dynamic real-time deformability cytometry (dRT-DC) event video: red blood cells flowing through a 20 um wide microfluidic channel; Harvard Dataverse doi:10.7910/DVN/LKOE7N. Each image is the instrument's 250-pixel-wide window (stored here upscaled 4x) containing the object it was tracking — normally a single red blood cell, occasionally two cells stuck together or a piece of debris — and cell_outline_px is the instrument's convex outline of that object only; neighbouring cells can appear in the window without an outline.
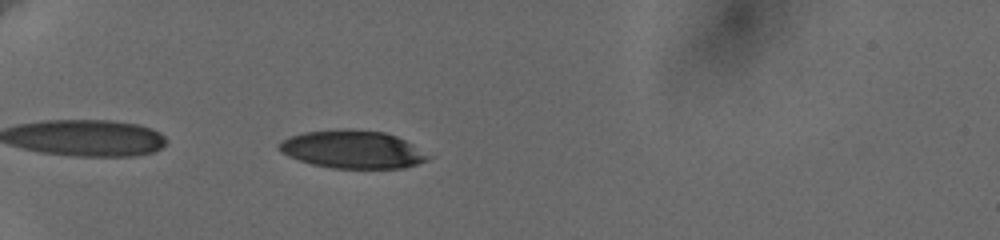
{"species": "human", "species_latin": "Homo sapiens", "temperature_condition": "cold", "stored_images_in_passage": 41, "camera_frame_rate_fps": 3000, "um_per_image_px": 0.085, "donor": {"sex": "female"}, "frame": {"image": 1, "passage_image": 3, "time_ms": 0.667, "image_size_px": [1000, 240], "cell_outline_px": [[428, 160], [404, 168], [332, 168], [312, 164], [288, 156], [280, 152], [276, 144], [280, 140], [288, 136], [304, 132], [384, 132], [396, 136], [412, 144], [428, 156]], "centroid_in_image_um": [29.91, 12.75], "position_along_channel_um": 55.1, "area_um2": 31.73}}
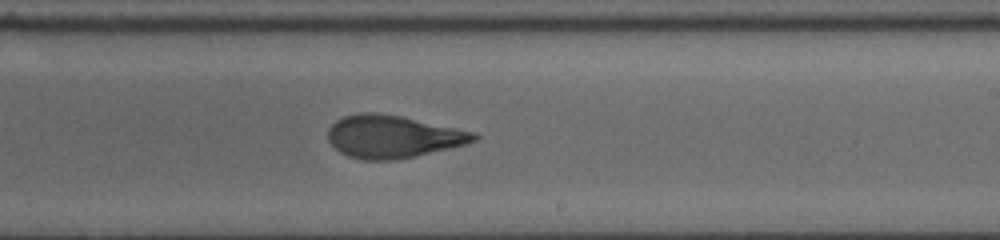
{"frame": {"image": 2, "passage_image": 22, "time_ms": 7.0, "image_size_px": [1000, 240], "cell_outline_px": [[480, 136], [476, 140], [464, 144], [416, 156], [396, 160], [364, 160], [348, 156], [340, 152], [328, 140], [328, 128], [336, 120], [344, 116], [360, 112], [376, 112], [400, 116], [476, 132]], "centroid_in_image_um": [33.37, 11.6], "position_along_channel_um": 255.6, "area_um2": 36.13}}
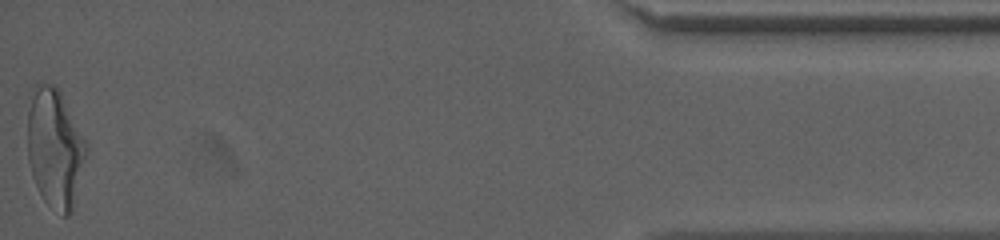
{"frame": {"image": 3, "passage_image": 41, "time_ms": 13.667, "image_size_px": [1000, 240], "cell_outline_px": [[88, 152], [72, 212], [68, 216], [64, 216], [48, 204], [44, 200], [32, 176], [28, 160], [28, 112], [32, 88], [36, 84], [56, 84], [60, 88], [88, 144]], "centroid_in_image_um": [4.69, 12.55], "position_along_channel_um": 430.5, "area_um2": 41.27}, "authors_computed_cell_mechanics": {"area_um2": 36.5296, "velocity_mm_per_s": 3.6569, "shape_relaxation_time_tau1_ms": 6.6635, "shape_relaxation_time_tau2_ms": 1.3627, "deformation_change_tau1": 0.2174, "deformation_change_tau2": 0.0896}}